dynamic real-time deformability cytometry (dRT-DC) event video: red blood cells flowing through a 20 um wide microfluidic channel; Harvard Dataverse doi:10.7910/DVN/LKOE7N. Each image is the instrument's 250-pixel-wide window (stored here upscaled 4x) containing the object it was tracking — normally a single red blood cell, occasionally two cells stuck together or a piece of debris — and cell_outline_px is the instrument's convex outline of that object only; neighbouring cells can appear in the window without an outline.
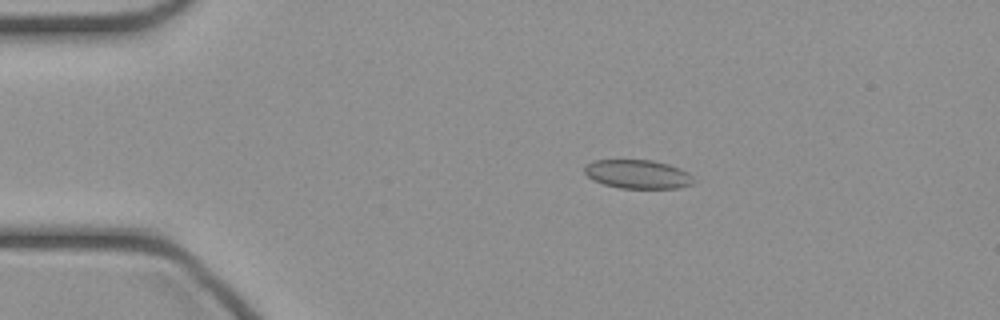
{"species": "common noctule bat (a hibernating species)", "species_latin": "Nyctalus noctula", "temperature_condition": "cold", "stored_images_in_passage": 47, "camera_frame_rate_fps": 3000, "um_per_image_px": 0.085, "animal": {"sex": "female", "body_mass_g": 21.9}, "frame": {"image": 1, "passage_image": 9, "time_ms": 2.667, "image_size_px": [1000, 320], "cell_outline_px": [[696, 180], [692, 184], [680, 188], [620, 188], [604, 184], [588, 176], [584, 172], [584, 168], [588, 164], [596, 160], [652, 160], [668, 164], [680, 168], [688, 172]], "centroid_in_image_um": [54.26, 14.81], "position_along_channel_um": 30.7, "area_um2": 18.21}}
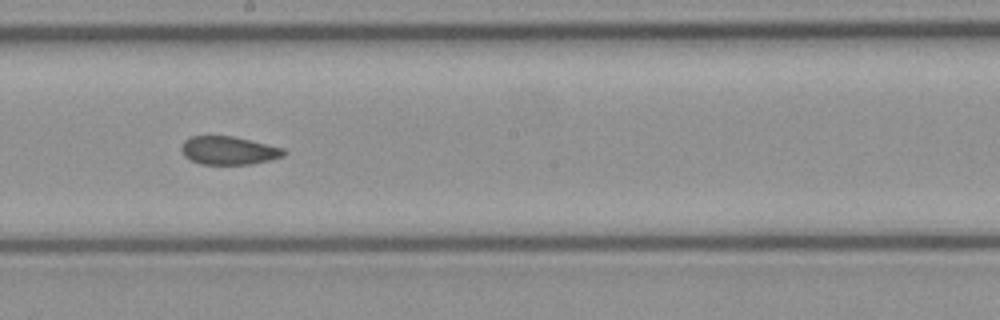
{"frame": {"image": 2, "passage_image": 26, "time_ms": 8.333, "image_size_px": [1000, 320], "cell_outline_px": [[288, 152], [284, 156], [272, 160], [252, 164], [200, 164], [184, 156], [180, 148], [184, 140], [192, 136], [232, 136], [284, 148]], "centroid_in_image_um": [19.46, 12.8], "position_along_channel_um": 228.7, "area_um2": 16.94}}
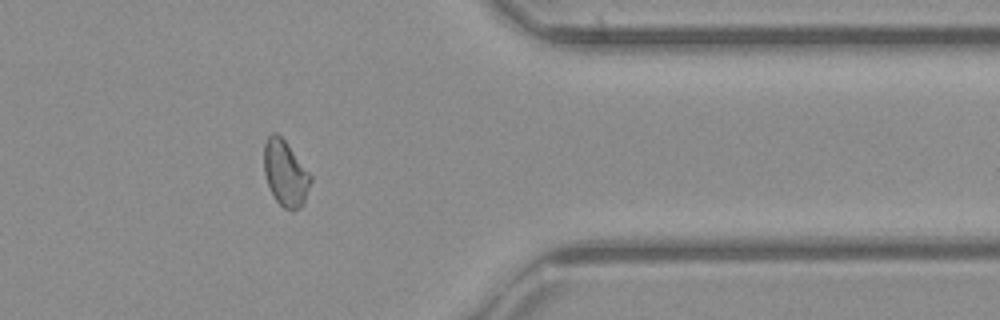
{"frame": {"image": 3, "passage_image": 38, "time_ms": 12.333, "image_size_px": [1000, 320], "cell_outline_px": [[312, 180], [304, 200], [300, 208], [292, 212], [284, 208], [276, 200], [268, 184], [264, 172], [264, 144], [268, 136], [272, 132], [276, 132], [284, 140], [312, 176]], "centroid_in_image_um": [24.25, 14.74], "position_along_channel_um": 387.1, "area_um2": 17.63}}